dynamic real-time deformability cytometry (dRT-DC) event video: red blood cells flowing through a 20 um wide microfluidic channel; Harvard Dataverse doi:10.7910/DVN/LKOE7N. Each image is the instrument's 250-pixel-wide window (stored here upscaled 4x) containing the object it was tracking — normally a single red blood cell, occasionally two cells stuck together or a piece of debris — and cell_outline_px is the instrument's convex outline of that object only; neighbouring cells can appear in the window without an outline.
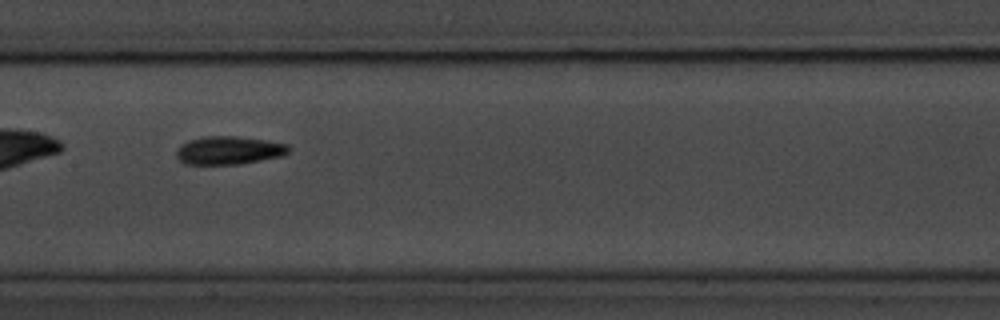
{"species": "common noctule bat (a hibernating species)", "species_latin": "Nyctalus noctula", "temperature_condition": "room temperature", "stored_images_in_passage": 38, "camera_frame_rate_fps": 3000, "um_per_image_px": 0.085, "animal": {"sex": "male", "body_mass_g": 20.1, "forearm_length_mm": 53.5}, "frame": {"image": 1, "passage_image": 12, "time_ms": 3.667, "image_size_px": [1000, 320], "cell_outline_px": [[288, 152], [284, 156], [240, 164], [184, 164], [176, 156], [176, 152], [180, 144], [188, 140], [204, 136], [236, 136], [264, 140], [288, 144]], "centroid_in_image_um": [19.43, 12.78], "position_along_channel_um": 188.0, "area_um2": 18.5}, "authors_computed_cell_mechanics": {"area_um2": 17.1666, "velocity_mm_per_s": 3.5793, "shape_relaxation_time_tau1_ms": 2.6702, "shape_relaxation_time_tau2_ms": 4.1697, "deformation_change_tau1": 0.115, "deformation_change_tau2": 0.111}}